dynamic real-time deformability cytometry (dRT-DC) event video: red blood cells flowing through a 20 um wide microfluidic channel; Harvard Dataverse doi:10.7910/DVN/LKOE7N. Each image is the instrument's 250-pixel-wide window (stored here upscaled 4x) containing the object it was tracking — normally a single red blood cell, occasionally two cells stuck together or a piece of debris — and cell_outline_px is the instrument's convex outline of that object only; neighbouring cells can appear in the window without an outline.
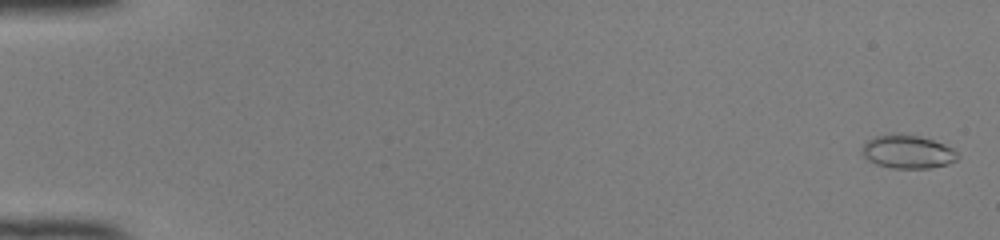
{"species": "common noctule bat (a hibernating species)", "species_latin": "Nyctalus noctula", "temperature_condition": "room temperature", "stored_images_in_passage": 52, "segment_of_instrument_passage": [1, 2], "camera_frame_rate_fps": 3000, "um_per_image_px": 0.085, "animal": {"sex": "female", "body_mass_g": 22.0, "forearm_length_mm": 56.7}, "frame": {"image": 1, "passage_image": 2, "time_ms": 0.333, "image_size_px": [1000, 240], "cell_outline_px": [[960, 156], [956, 160], [948, 164], [928, 168], [892, 168], [876, 164], [868, 160], [860, 152], [864, 144], [868, 140], [876, 136], [892, 132], [920, 136], [944, 144], [952, 148]], "centroid_in_image_um": [77.13, 12.89], "position_along_channel_um": 7.9, "area_um2": 18.73}}
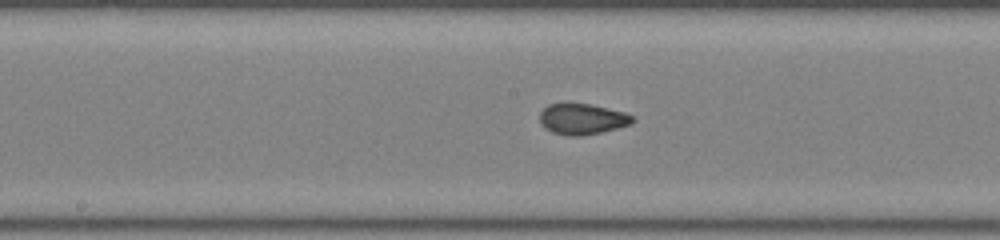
{"frame": {"image": 2, "passage_image": 28, "time_ms": 9.0, "image_size_px": [1000, 240], "cell_outline_px": [[636, 120], [632, 124], [600, 132], [580, 136], [568, 136], [552, 132], [544, 128], [540, 124], [540, 112], [548, 104], [564, 100], [568, 100], [592, 104], [624, 112], [632, 116]], "centroid_in_image_um": [49.44, 10.07], "position_along_channel_um": 198.8, "area_um2": 17.34}}
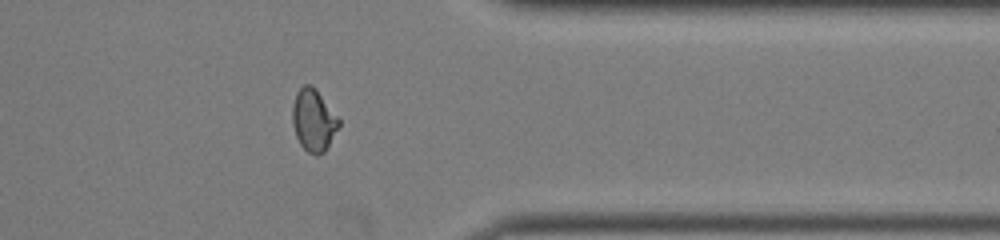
{"frame": {"image": 3, "passage_image": 42, "time_ms": 13.667, "image_size_px": [1000, 240], "cell_outline_px": [[340, 124], [324, 152], [316, 156], [308, 152], [300, 144], [296, 136], [292, 124], [292, 104], [296, 92], [304, 84], [312, 84], [316, 88], [340, 120]], "centroid_in_image_um": [26.63, 10.19], "position_along_channel_um": 384.8, "area_um2": 16.82}}